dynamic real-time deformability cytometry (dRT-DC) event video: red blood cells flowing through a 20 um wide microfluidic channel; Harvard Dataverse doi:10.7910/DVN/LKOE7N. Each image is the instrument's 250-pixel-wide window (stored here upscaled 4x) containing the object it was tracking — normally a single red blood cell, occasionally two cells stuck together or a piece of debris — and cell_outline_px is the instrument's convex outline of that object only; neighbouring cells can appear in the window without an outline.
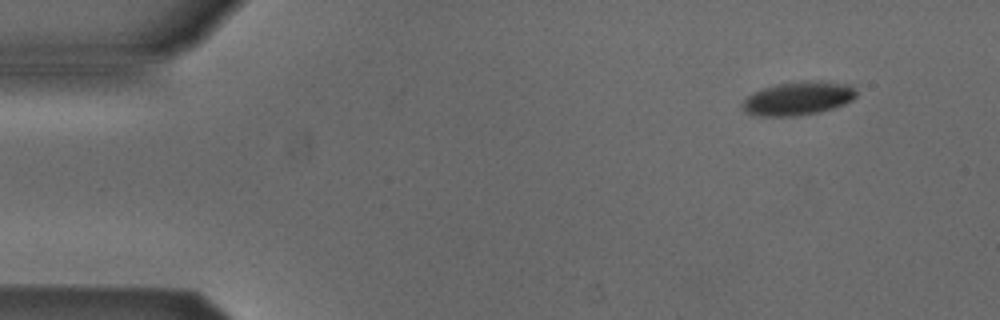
{"species": "Egyptian fruit bat (a non-hibernating species)", "species_latin": "Rousettus aegyptiacus", "temperature_condition": "cold", "stored_images_in_passage": 48, "camera_frame_rate_fps": 3000, "um_per_image_px": 0.085, "animal": {"sex": "male"}, "frame": {"image": 1, "passage_image": 1, "time_ms": 0.0, "image_size_px": [1000, 320], "cell_outline_px": [[856, 96], [852, 100], [844, 104], [820, 112], [796, 116], [760, 116], [744, 112], [740, 108], [740, 104], [752, 92], [764, 88], [780, 84], [800, 80], [820, 80], [852, 84], [856, 88]], "centroid_in_image_um": [67.85, 8.35], "position_along_channel_um": 17.1, "area_um2": 22.66}}
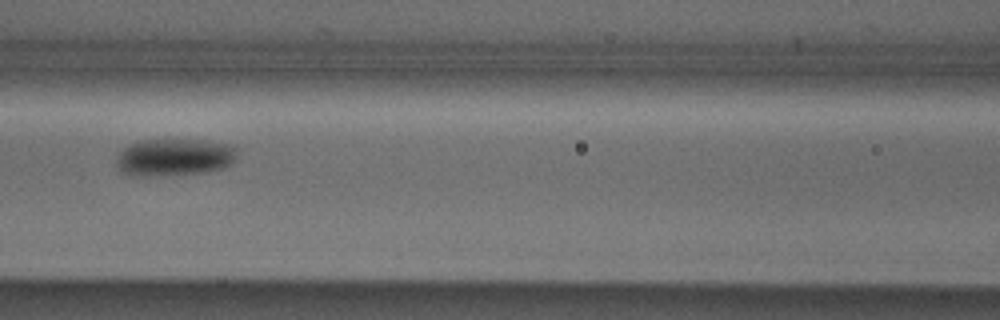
{"frame": {"image": 2, "passage_image": 19, "time_ms": 6.0, "image_size_px": [1000, 320], "cell_outline_px": [[236, 156], [224, 168], [204, 172], [148, 176], [132, 176], [124, 172], [116, 164], [116, 160], [120, 152], [128, 144], [144, 140], [208, 140], [232, 144], [236, 148]], "centroid_in_image_um": [14.82, 13.35], "position_along_channel_um": 151.8, "area_um2": 26.07}}
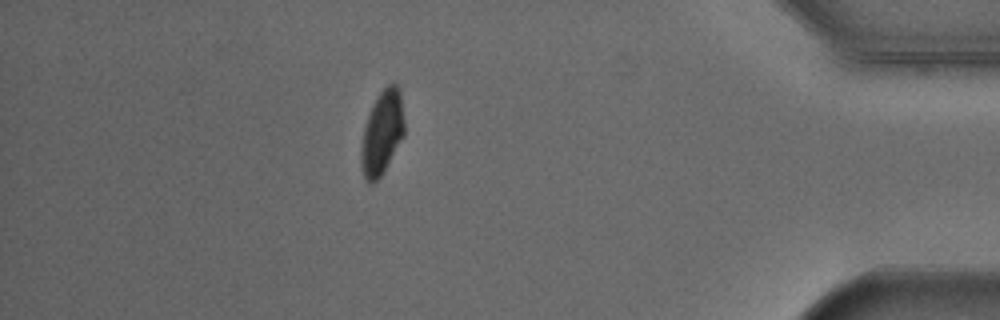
{"frame": {"image": 3, "passage_image": 42, "time_ms": 13.667, "image_size_px": [1000, 320], "cell_outline_px": [[404, 136], [384, 172], [372, 184], [368, 184], [364, 176], [360, 160], [360, 152], [364, 128], [368, 116], [376, 96], [388, 84], [396, 84], [400, 88], [404, 120]], "centroid_in_image_um": [32.48, 11.28], "position_along_channel_um": 402.7, "area_um2": 21.21}, "authors_computed_cell_mechanics": {"area_um2": 23.3223, "velocity_mm_per_s": 3.8813, "shape_relaxation_time_tau1_ms": 2.3974, "shape_relaxation_time_tau2_ms": null, "deformation_change_tau1": 0.0922, "deformation_change_tau2": null}}